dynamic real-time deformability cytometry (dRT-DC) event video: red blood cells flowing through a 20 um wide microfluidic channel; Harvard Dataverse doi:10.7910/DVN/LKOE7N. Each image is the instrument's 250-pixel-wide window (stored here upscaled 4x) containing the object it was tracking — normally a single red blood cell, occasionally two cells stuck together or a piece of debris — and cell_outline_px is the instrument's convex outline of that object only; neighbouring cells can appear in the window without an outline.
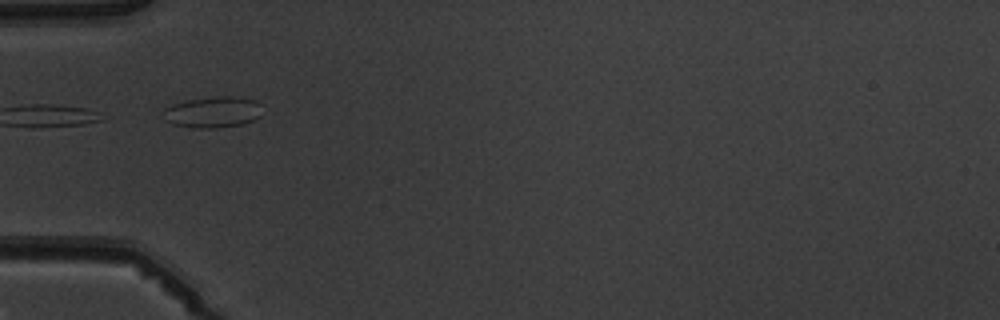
{"species": "common noctule bat (a hibernating species)", "species_latin": "Nyctalus noctula", "temperature_condition": "warm", "stored_images_in_passage": 7, "segment_of_instrument_passage": [2, 2], "camera_frame_rate_fps": 3000, "um_per_image_px": 0.085, "animal": {"sex": "male", "body_mass_g": 19.5, "forearm_length_mm": 54.6}, "frame": {"image": 1, "passage_image": 5, "time_ms": 5.333, "image_size_px": [1000, 320], "cell_outline_px": [[260, 116], [244, 124], [216, 128], [192, 128], [172, 124], [164, 120], [160, 112], [164, 108], [172, 104], [188, 100], [220, 96], [232, 96], [256, 100], [260, 104]], "centroid_in_image_um": [18.03, 9.54], "position_along_channel_um": 67.0, "area_um2": 18.15}}
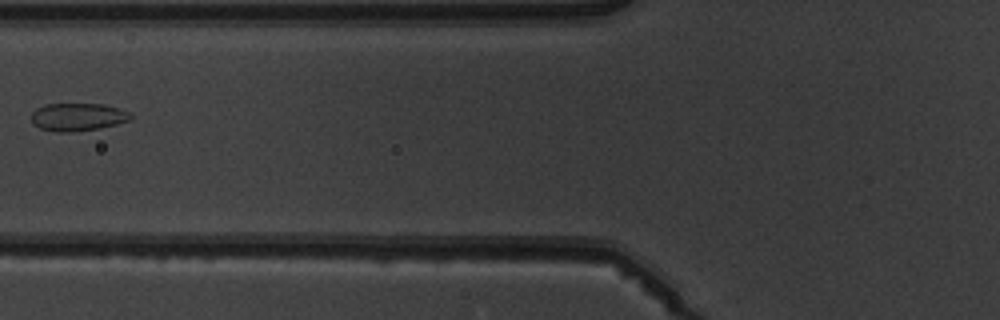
{"frame": {"image": 2, "passage_image": 6, "time_ms": 6.667, "image_size_px": [1000, 320], "cell_outline_px": [[132, 120], [100, 128], [72, 132], [52, 132], [40, 128], [32, 124], [32, 112], [36, 108], [44, 104], [104, 104], [120, 108], [128, 112], [132, 116]], "centroid_in_image_um": [6.6, 9.94], "position_along_channel_um": 119.2, "area_um2": 16.3}}